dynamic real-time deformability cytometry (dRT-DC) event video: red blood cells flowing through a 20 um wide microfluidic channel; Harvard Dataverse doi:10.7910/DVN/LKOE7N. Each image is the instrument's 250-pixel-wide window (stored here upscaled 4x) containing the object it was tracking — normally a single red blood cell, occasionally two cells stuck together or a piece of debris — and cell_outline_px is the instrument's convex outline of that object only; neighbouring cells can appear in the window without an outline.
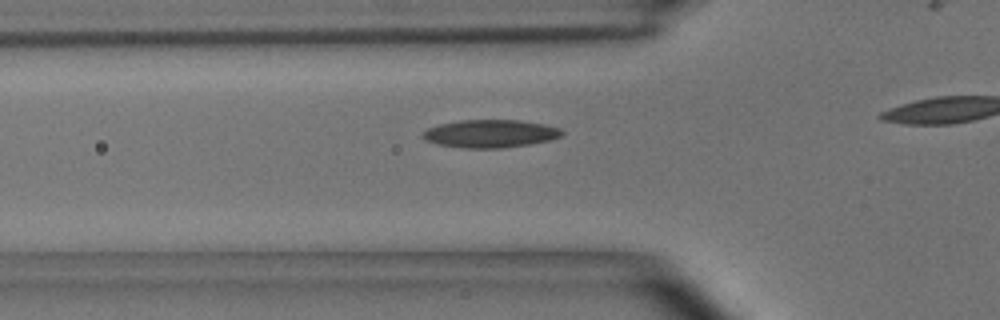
{"species": "common noctule bat (a hibernating species)", "species_latin": "Nyctalus noctula", "temperature_condition": "room temperature", "stored_images_in_passage": 7, "camera_frame_rate_fps": 3000, "um_per_image_px": 0.085, "animal": {"sex": "male", "body_mass_g": 15.6}, "frame": {"image": 1, "passage_image": 7, "time_ms": 2.0, "image_size_px": [1000, 320], "cell_outline_px": [[564, 132], [560, 136], [548, 140], [528, 144], [500, 148], [464, 148], [436, 144], [424, 140], [424, 132], [428, 128], [440, 124], [460, 120], [520, 120], [544, 124], [560, 128]], "centroid_in_image_um": [41.66, 11.35], "position_along_channel_um": 84.1, "area_um2": 22.43}}